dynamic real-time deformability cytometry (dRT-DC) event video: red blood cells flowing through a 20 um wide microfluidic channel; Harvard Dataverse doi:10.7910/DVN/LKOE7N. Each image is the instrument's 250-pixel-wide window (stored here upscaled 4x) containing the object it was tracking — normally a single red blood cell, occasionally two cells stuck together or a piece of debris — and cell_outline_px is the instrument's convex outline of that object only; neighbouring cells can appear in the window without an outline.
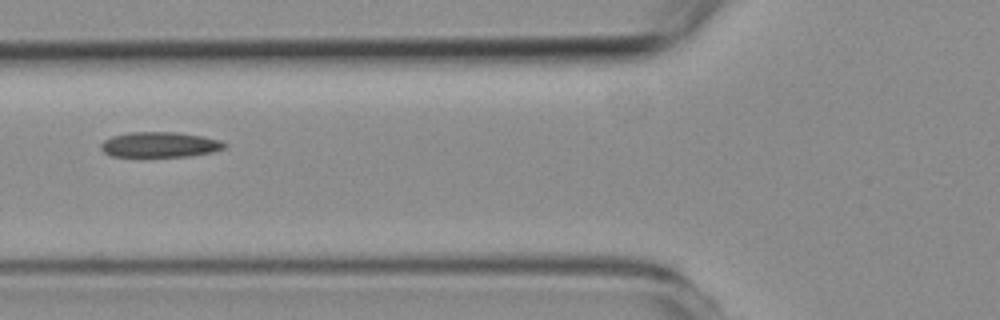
{"species": "common noctule bat (a hibernating species)", "species_latin": "Nyctalus noctula", "temperature_condition": "room temperature", "stored_images_in_passage": 3, "camera_frame_rate_fps": 3000, "um_per_image_px": 0.085, "animal": {"sex": "female", "body_mass_g": 19.3, "forearm_length_mm": 54.1}, "frame": {"image": 1, "passage_image": 3, "time_ms": 3.333, "image_size_px": [1000, 320], "cell_outline_px": [[228, 144], [224, 148], [212, 152], [192, 156], [112, 156], [104, 152], [100, 148], [100, 144], [104, 140], [112, 136], [128, 132], [176, 132], [204, 136], [220, 140]], "centroid_in_image_um": [13.6, 12.28], "position_along_channel_um": 112.2, "area_um2": 18.26}}